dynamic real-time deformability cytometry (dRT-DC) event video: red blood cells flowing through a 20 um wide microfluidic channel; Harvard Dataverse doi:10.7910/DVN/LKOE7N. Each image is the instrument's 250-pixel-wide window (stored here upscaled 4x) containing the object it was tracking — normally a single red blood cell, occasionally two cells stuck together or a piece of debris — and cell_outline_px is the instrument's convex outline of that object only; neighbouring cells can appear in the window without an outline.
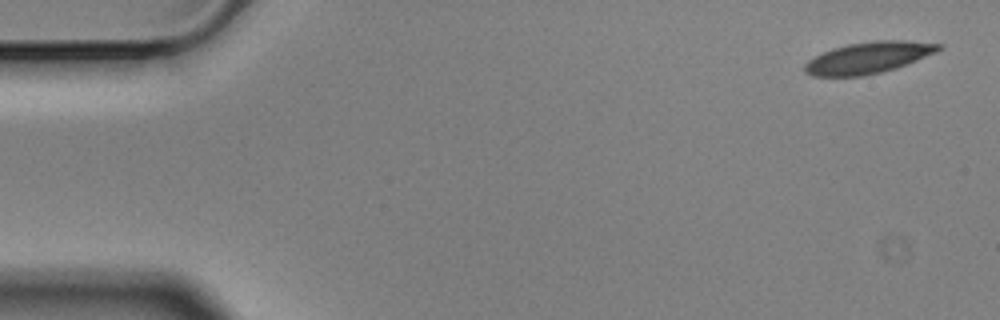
{"species": "Egyptian fruit bat (a non-hibernating species)", "species_latin": "Rousettus aegyptiacus", "temperature_condition": "cold", "stored_images_in_passage": 4, "camera_frame_rate_fps": 3000, "um_per_image_px": 0.085, "animal": {"sex": "male"}, "frame": {"image": 1, "passage_image": 1, "time_ms": 0.0, "image_size_px": [1000, 320], "cell_outline_px": [[944, 48], [936, 52], [896, 68], [880, 72], [860, 76], [812, 76], [804, 72], [804, 64], [808, 60], [832, 48], [848, 44], [872, 40], [908, 40], [944, 44]], "centroid_in_image_um": [73.83, 4.89], "position_along_channel_um": 11.2, "area_um2": 24.57}}
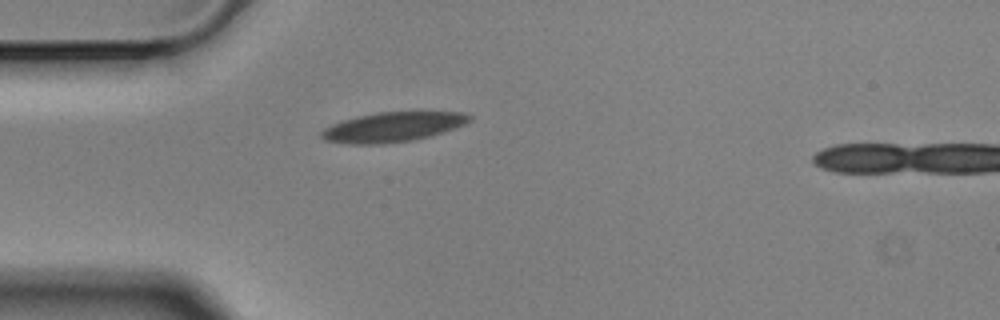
{"frame": {"image": 2, "passage_image": 4, "time_ms": 1.0, "image_size_px": [1000, 320], "cell_outline_px": [[472, 120], [464, 124], [428, 136], [412, 140], [380, 144], [352, 144], [324, 140], [320, 136], [320, 132], [324, 128], [340, 120], [356, 116], [376, 112], [420, 108], [464, 112], [472, 116]], "centroid_in_image_um": [33.44, 10.72], "position_along_channel_um": 51.6, "area_um2": 26.76}}